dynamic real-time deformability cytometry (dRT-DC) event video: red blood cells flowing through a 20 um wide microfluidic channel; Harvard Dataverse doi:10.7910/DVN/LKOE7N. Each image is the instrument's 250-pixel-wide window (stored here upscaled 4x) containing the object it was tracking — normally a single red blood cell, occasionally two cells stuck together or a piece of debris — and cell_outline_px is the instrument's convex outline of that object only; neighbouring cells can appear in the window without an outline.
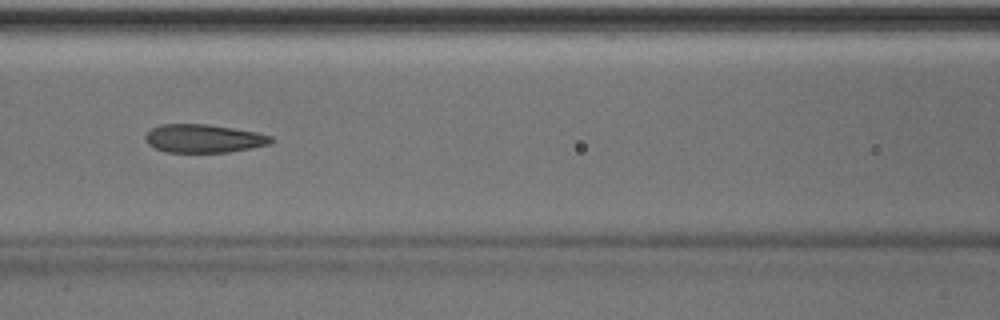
{"species": "Egyptian fruit bat (a non-hibernating species)", "species_latin": "Rousettus aegyptiacus", "temperature_condition": "room temperature", "stored_images_in_passage": 21, "camera_frame_rate_fps": 3000, "um_per_image_px": 0.085, "animal": {"sex": "male"}, "frame": {"image": 1, "passage_image": 7, "time_ms": 2.0, "image_size_px": [1000, 320], "cell_outline_px": [[272, 144], [252, 148], [228, 152], [168, 152], [156, 148], [148, 144], [144, 140], [144, 136], [152, 128], [160, 124], [208, 124], [256, 132], [272, 136]], "centroid_in_image_um": [17.31, 11.77], "position_along_channel_um": 149.3, "area_um2": 20.75}}
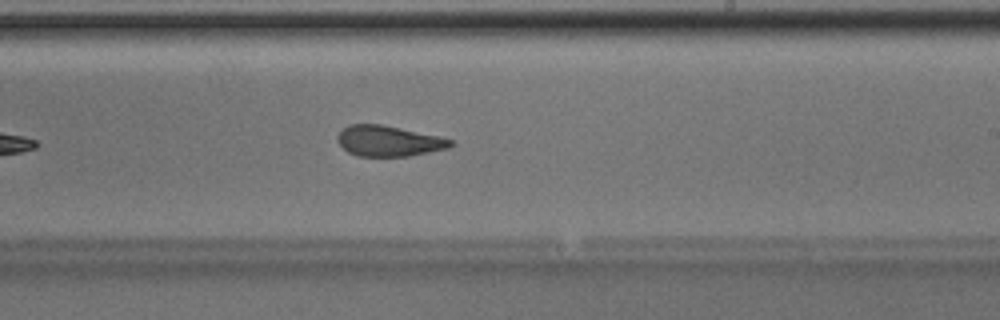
{"frame": {"image": 2, "passage_image": 15, "time_ms": 4.667, "image_size_px": [1000, 320], "cell_outline_px": [[456, 144], [448, 148], [408, 156], [356, 156], [348, 152], [336, 140], [336, 136], [348, 124], [380, 124], [440, 136], [456, 140]], "centroid_in_image_um": [33.06, 11.98], "position_along_channel_um": 255.9, "area_um2": 20.29}}